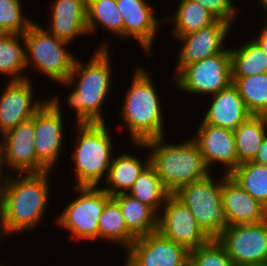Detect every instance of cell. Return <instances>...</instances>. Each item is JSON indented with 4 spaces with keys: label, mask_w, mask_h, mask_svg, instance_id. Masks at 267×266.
Segmentation results:
<instances>
[{
    "label": "cell",
    "mask_w": 267,
    "mask_h": 266,
    "mask_svg": "<svg viewBox=\"0 0 267 266\" xmlns=\"http://www.w3.org/2000/svg\"><path fill=\"white\" fill-rule=\"evenodd\" d=\"M51 173L9 174L0 199V228L5 239L35 231L43 221L48 211Z\"/></svg>",
    "instance_id": "cell-1"
},
{
    "label": "cell",
    "mask_w": 267,
    "mask_h": 266,
    "mask_svg": "<svg viewBox=\"0 0 267 266\" xmlns=\"http://www.w3.org/2000/svg\"><path fill=\"white\" fill-rule=\"evenodd\" d=\"M108 44L102 42L87 63L83 64L82 60L76 58L67 81L60 83L62 86L73 87L67 95V102L76 113V124L107 122L102 106L113 84Z\"/></svg>",
    "instance_id": "cell-2"
},
{
    "label": "cell",
    "mask_w": 267,
    "mask_h": 266,
    "mask_svg": "<svg viewBox=\"0 0 267 266\" xmlns=\"http://www.w3.org/2000/svg\"><path fill=\"white\" fill-rule=\"evenodd\" d=\"M133 71L119 114L129 130L130 143H144L165 136V117L151 73L141 65Z\"/></svg>",
    "instance_id": "cell-3"
},
{
    "label": "cell",
    "mask_w": 267,
    "mask_h": 266,
    "mask_svg": "<svg viewBox=\"0 0 267 266\" xmlns=\"http://www.w3.org/2000/svg\"><path fill=\"white\" fill-rule=\"evenodd\" d=\"M166 136L131 146L149 151L150 164L155 168L165 188L175 194L182 186L206 178L210 173L197 143L192 139L166 143Z\"/></svg>",
    "instance_id": "cell-4"
},
{
    "label": "cell",
    "mask_w": 267,
    "mask_h": 266,
    "mask_svg": "<svg viewBox=\"0 0 267 266\" xmlns=\"http://www.w3.org/2000/svg\"><path fill=\"white\" fill-rule=\"evenodd\" d=\"M75 126L71 160L75 162L73 169L78 182L74 187H100L107 178L114 153L110 129L106 122Z\"/></svg>",
    "instance_id": "cell-5"
},
{
    "label": "cell",
    "mask_w": 267,
    "mask_h": 266,
    "mask_svg": "<svg viewBox=\"0 0 267 266\" xmlns=\"http://www.w3.org/2000/svg\"><path fill=\"white\" fill-rule=\"evenodd\" d=\"M23 38L27 69L43 73L52 82L65 83L76 61L67 48L70 43L56 38L36 21L23 33Z\"/></svg>",
    "instance_id": "cell-6"
},
{
    "label": "cell",
    "mask_w": 267,
    "mask_h": 266,
    "mask_svg": "<svg viewBox=\"0 0 267 266\" xmlns=\"http://www.w3.org/2000/svg\"><path fill=\"white\" fill-rule=\"evenodd\" d=\"M182 186L174 195L190 210L195 220L210 238H217L228 226L222 207V175Z\"/></svg>",
    "instance_id": "cell-7"
},
{
    "label": "cell",
    "mask_w": 267,
    "mask_h": 266,
    "mask_svg": "<svg viewBox=\"0 0 267 266\" xmlns=\"http://www.w3.org/2000/svg\"><path fill=\"white\" fill-rule=\"evenodd\" d=\"M78 197L68 202L56 217V224L78 241L99 239L98 223L106 203L112 198L101 187H73Z\"/></svg>",
    "instance_id": "cell-8"
},
{
    "label": "cell",
    "mask_w": 267,
    "mask_h": 266,
    "mask_svg": "<svg viewBox=\"0 0 267 266\" xmlns=\"http://www.w3.org/2000/svg\"><path fill=\"white\" fill-rule=\"evenodd\" d=\"M177 89L183 93L213 95L232 83L230 49L204 60L188 64L174 77Z\"/></svg>",
    "instance_id": "cell-9"
},
{
    "label": "cell",
    "mask_w": 267,
    "mask_h": 266,
    "mask_svg": "<svg viewBox=\"0 0 267 266\" xmlns=\"http://www.w3.org/2000/svg\"><path fill=\"white\" fill-rule=\"evenodd\" d=\"M217 239L236 266L267 264V219L228 226Z\"/></svg>",
    "instance_id": "cell-10"
},
{
    "label": "cell",
    "mask_w": 267,
    "mask_h": 266,
    "mask_svg": "<svg viewBox=\"0 0 267 266\" xmlns=\"http://www.w3.org/2000/svg\"><path fill=\"white\" fill-rule=\"evenodd\" d=\"M58 95L48 97L44 105L34 114V146L37 159L49 170H55L56 162L64 149V116ZM54 167V168H53Z\"/></svg>",
    "instance_id": "cell-11"
},
{
    "label": "cell",
    "mask_w": 267,
    "mask_h": 266,
    "mask_svg": "<svg viewBox=\"0 0 267 266\" xmlns=\"http://www.w3.org/2000/svg\"><path fill=\"white\" fill-rule=\"evenodd\" d=\"M157 231L188 251L211 239L199 226L190 210L174 194L166 199L162 211L158 213Z\"/></svg>",
    "instance_id": "cell-12"
},
{
    "label": "cell",
    "mask_w": 267,
    "mask_h": 266,
    "mask_svg": "<svg viewBox=\"0 0 267 266\" xmlns=\"http://www.w3.org/2000/svg\"><path fill=\"white\" fill-rule=\"evenodd\" d=\"M189 252L156 231L136 238L124 261L126 266H189Z\"/></svg>",
    "instance_id": "cell-13"
},
{
    "label": "cell",
    "mask_w": 267,
    "mask_h": 266,
    "mask_svg": "<svg viewBox=\"0 0 267 266\" xmlns=\"http://www.w3.org/2000/svg\"><path fill=\"white\" fill-rule=\"evenodd\" d=\"M34 116L21 122L15 128L0 136V150L4 165L16 174L44 173L49 171L38 159L35 152Z\"/></svg>",
    "instance_id": "cell-14"
},
{
    "label": "cell",
    "mask_w": 267,
    "mask_h": 266,
    "mask_svg": "<svg viewBox=\"0 0 267 266\" xmlns=\"http://www.w3.org/2000/svg\"><path fill=\"white\" fill-rule=\"evenodd\" d=\"M232 25L222 20H217L208 27L196 32L174 37L180 41L181 46L177 54L174 76L186 65L192 64L205 58L212 57L224 51V42L230 35Z\"/></svg>",
    "instance_id": "cell-15"
},
{
    "label": "cell",
    "mask_w": 267,
    "mask_h": 266,
    "mask_svg": "<svg viewBox=\"0 0 267 266\" xmlns=\"http://www.w3.org/2000/svg\"><path fill=\"white\" fill-rule=\"evenodd\" d=\"M0 95V136L34 116L47 101L34 98L31 80L7 81Z\"/></svg>",
    "instance_id": "cell-16"
},
{
    "label": "cell",
    "mask_w": 267,
    "mask_h": 266,
    "mask_svg": "<svg viewBox=\"0 0 267 266\" xmlns=\"http://www.w3.org/2000/svg\"><path fill=\"white\" fill-rule=\"evenodd\" d=\"M193 140L197 143L204 163L212 173V164L224 165L225 175L237 168V155L234 131L200 122Z\"/></svg>",
    "instance_id": "cell-17"
},
{
    "label": "cell",
    "mask_w": 267,
    "mask_h": 266,
    "mask_svg": "<svg viewBox=\"0 0 267 266\" xmlns=\"http://www.w3.org/2000/svg\"><path fill=\"white\" fill-rule=\"evenodd\" d=\"M118 9L124 22V39L134 37L150 57L153 52L155 35L158 33V25L163 24L154 14V7L146 0H116ZM163 21V22H162Z\"/></svg>",
    "instance_id": "cell-18"
},
{
    "label": "cell",
    "mask_w": 267,
    "mask_h": 266,
    "mask_svg": "<svg viewBox=\"0 0 267 266\" xmlns=\"http://www.w3.org/2000/svg\"><path fill=\"white\" fill-rule=\"evenodd\" d=\"M222 207L229 226L267 219V208L247 193L230 175L222 176Z\"/></svg>",
    "instance_id": "cell-19"
},
{
    "label": "cell",
    "mask_w": 267,
    "mask_h": 266,
    "mask_svg": "<svg viewBox=\"0 0 267 266\" xmlns=\"http://www.w3.org/2000/svg\"><path fill=\"white\" fill-rule=\"evenodd\" d=\"M51 3L50 25L45 28L49 33L70 44L78 36L89 35L87 0H53Z\"/></svg>",
    "instance_id": "cell-20"
},
{
    "label": "cell",
    "mask_w": 267,
    "mask_h": 266,
    "mask_svg": "<svg viewBox=\"0 0 267 266\" xmlns=\"http://www.w3.org/2000/svg\"><path fill=\"white\" fill-rule=\"evenodd\" d=\"M209 98L210 106L202 119L206 124L234 131L251 116L233 83Z\"/></svg>",
    "instance_id": "cell-21"
},
{
    "label": "cell",
    "mask_w": 267,
    "mask_h": 266,
    "mask_svg": "<svg viewBox=\"0 0 267 266\" xmlns=\"http://www.w3.org/2000/svg\"><path fill=\"white\" fill-rule=\"evenodd\" d=\"M132 154L133 152L127 153L126 151V153L112 158L107 178L104 181L107 186L101 187L111 197L121 193H128L135 180L150 164V155L146 156L147 159L144 160Z\"/></svg>",
    "instance_id": "cell-22"
},
{
    "label": "cell",
    "mask_w": 267,
    "mask_h": 266,
    "mask_svg": "<svg viewBox=\"0 0 267 266\" xmlns=\"http://www.w3.org/2000/svg\"><path fill=\"white\" fill-rule=\"evenodd\" d=\"M112 199L119 205L127 229L136 238L157 231L158 214L150 206L128 193L117 194Z\"/></svg>",
    "instance_id": "cell-23"
},
{
    "label": "cell",
    "mask_w": 267,
    "mask_h": 266,
    "mask_svg": "<svg viewBox=\"0 0 267 266\" xmlns=\"http://www.w3.org/2000/svg\"><path fill=\"white\" fill-rule=\"evenodd\" d=\"M176 9L175 13L164 18V22L173 23L170 25H172L174 37L196 32L217 21L210 11L196 1L179 0Z\"/></svg>",
    "instance_id": "cell-24"
},
{
    "label": "cell",
    "mask_w": 267,
    "mask_h": 266,
    "mask_svg": "<svg viewBox=\"0 0 267 266\" xmlns=\"http://www.w3.org/2000/svg\"><path fill=\"white\" fill-rule=\"evenodd\" d=\"M21 40V41H20ZM25 41L23 34L4 33L0 36V74L8 81L31 80L26 71Z\"/></svg>",
    "instance_id": "cell-25"
},
{
    "label": "cell",
    "mask_w": 267,
    "mask_h": 266,
    "mask_svg": "<svg viewBox=\"0 0 267 266\" xmlns=\"http://www.w3.org/2000/svg\"><path fill=\"white\" fill-rule=\"evenodd\" d=\"M234 135L237 167L240 164L252 162L262 140L267 135V124L264 117L251 115L234 130Z\"/></svg>",
    "instance_id": "cell-26"
},
{
    "label": "cell",
    "mask_w": 267,
    "mask_h": 266,
    "mask_svg": "<svg viewBox=\"0 0 267 266\" xmlns=\"http://www.w3.org/2000/svg\"><path fill=\"white\" fill-rule=\"evenodd\" d=\"M99 240L110 241L123 251L127 250L136 237L127 229L119 205L111 198L103 208L99 223ZM117 243V244H116Z\"/></svg>",
    "instance_id": "cell-27"
},
{
    "label": "cell",
    "mask_w": 267,
    "mask_h": 266,
    "mask_svg": "<svg viewBox=\"0 0 267 266\" xmlns=\"http://www.w3.org/2000/svg\"><path fill=\"white\" fill-rule=\"evenodd\" d=\"M98 26L124 39V22L116 0H87L88 34L97 32Z\"/></svg>",
    "instance_id": "cell-28"
},
{
    "label": "cell",
    "mask_w": 267,
    "mask_h": 266,
    "mask_svg": "<svg viewBox=\"0 0 267 266\" xmlns=\"http://www.w3.org/2000/svg\"><path fill=\"white\" fill-rule=\"evenodd\" d=\"M128 194L150 206L157 214L162 210L166 199L171 195L151 164L135 180Z\"/></svg>",
    "instance_id": "cell-29"
},
{
    "label": "cell",
    "mask_w": 267,
    "mask_h": 266,
    "mask_svg": "<svg viewBox=\"0 0 267 266\" xmlns=\"http://www.w3.org/2000/svg\"><path fill=\"white\" fill-rule=\"evenodd\" d=\"M232 77L267 73V56L260 46L249 39L239 48H230Z\"/></svg>",
    "instance_id": "cell-30"
},
{
    "label": "cell",
    "mask_w": 267,
    "mask_h": 266,
    "mask_svg": "<svg viewBox=\"0 0 267 266\" xmlns=\"http://www.w3.org/2000/svg\"><path fill=\"white\" fill-rule=\"evenodd\" d=\"M232 83L251 115L263 116L267 112V73L232 77Z\"/></svg>",
    "instance_id": "cell-31"
},
{
    "label": "cell",
    "mask_w": 267,
    "mask_h": 266,
    "mask_svg": "<svg viewBox=\"0 0 267 266\" xmlns=\"http://www.w3.org/2000/svg\"><path fill=\"white\" fill-rule=\"evenodd\" d=\"M230 176L255 200L267 208V166L246 162L240 164Z\"/></svg>",
    "instance_id": "cell-32"
},
{
    "label": "cell",
    "mask_w": 267,
    "mask_h": 266,
    "mask_svg": "<svg viewBox=\"0 0 267 266\" xmlns=\"http://www.w3.org/2000/svg\"><path fill=\"white\" fill-rule=\"evenodd\" d=\"M189 266H236L217 238L189 252Z\"/></svg>",
    "instance_id": "cell-33"
},
{
    "label": "cell",
    "mask_w": 267,
    "mask_h": 266,
    "mask_svg": "<svg viewBox=\"0 0 267 266\" xmlns=\"http://www.w3.org/2000/svg\"><path fill=\"white\" fill-rule=\"evenodd\" d=\"M23 10L21 0H0V27L5 33L23 34L35 22Z\"/></svg>",
    "instance_id": "cell-34"
},
{
    "label": "cell",
    "mask_w": 267,
    "mask_h": 266,
    "mask_svg": "<svg viewBox=\"0 0 267 266\" xmlns=\"http://www.w3.org/2000/svg\"><path fill=\"white\" fill-rule=\"evenodd\" d=\"M200 3L204 8L211 12L217 19L225 21L230 25H235L238 16V8L234 0H192ZM234 2V3H233Z\"/></svg>",
    "instance_id": "cell-35"
},
{
    "label": "cell",
    "mask_w": 267,
    "mask_h": 266,
    "mask_svg": "<svg viewBox=\"0 0 267 266\" xmlns=\"http://www.w3.org/2000/svg\"><path fill=\"white\" fill-rule=\"evenodd\" d=\"M252 162L267 166V135L261 142L257 154Z\"/></svg>",
    "instance_id": "cell-36"
},
{
    "label": "cell",
    "mask_w": 267,
    "mask_h": 266,
    "mask_svg": "<svg viewBox=\"0 0 267 266\" xmlns=\"http://www.w3.org/2000/svg\"><path fill=\"white\" fill-rule=\"evenodd\" d=\"M258 36L255 38L252 37V39L260 46L267 56V23H263V27Z\"/></svg>",
    "instance_id": "cell-37"
},
{
    "label": "cell",
    "mask_w": 267,
    "mask_h": 266,
    "mask_svg": "<svg viewBox=\"0 0 267 266\" xmlns=\"http://www.w3.org/2000/svg\"><path fill=\"white\" fill-rule=\"evenodd\" d=\"M3 168H5L4 160H0V199H1L2 193L5 189L6 182H7L8 176H9L8 173H6V174L4 173L5 171L3 170Z\"/></svg>",
    "instance_id": "cell-38"
},
{
    "label": "cell",
    "mask_w": 267,
    "mask_h": 266,
    "mask_svg": "<svg viewBox=\"0 0 267 266\" xmlns=\"http://www.w3.org/2000/svg\"><path fill=\"white\" fill-rule=\"evenodd\" d=\"M258 4L261 6V9L264 10L265 12V17H264V21H262L263 23H267V0H258Z\"/></svg>",
    "instance_id": "cell-39"
},
{
    "label": "cell",
    "mask_w": 267,
    "mask_h": 266,
    "mask_svg": "<svg viewBox=\"0 0 267 266\" xmlns=\"http://www.w3.org/2000/svg\"><path fill=\"white\" fill-rule=\"evenodd\" d=\"M265 121H266V124H267V112L263 115Z\"/></svg>",
    "instance_id": "cell-40"
},
{
    "label": "cell",
    "mask_w": 267,
    "mask_h": 266,
    "mask_svg": "<svg viewBox=\"0 0 267 266\" xmlns=\"http://www.w3.org/2000/svg\"><path fill=\"white\" fill-rule=\"evenodd\" d=\"M5 32L2 30V28L0 27V36L3 35Z\"/></svg>",
    "instance_id": "cell-41"
},
{
    "label": "cell",
    "mask_w": 267,
    "mask_h": 266,
    "mask_svg": "<svg viewBox=\"0 0 267 266\" xmlns=\"http://www.w3.org/2000/svg\"><path fill=\"white\" fill-rule=\"evenodd\" d=\"M3 235H2V232H1V228H0V240L2 239L3 240Z\"/></svg>",
    "instance_id": "cell-42"
},
{
    "label": "cell",
    "mask_w": 267,
    "mask_h": 266,
    "mask_svg": "<svg viewBox=\"0 0 267 266\" xmlns=\"http://www.w3.org/2000/svg\"><path fill=\"white\" fill-rule=\"evenodd\" d=\"M0 160H3L1 150H0Z\"/></svg>",
    "instance_id": "cell-43"
}]
</instances>
